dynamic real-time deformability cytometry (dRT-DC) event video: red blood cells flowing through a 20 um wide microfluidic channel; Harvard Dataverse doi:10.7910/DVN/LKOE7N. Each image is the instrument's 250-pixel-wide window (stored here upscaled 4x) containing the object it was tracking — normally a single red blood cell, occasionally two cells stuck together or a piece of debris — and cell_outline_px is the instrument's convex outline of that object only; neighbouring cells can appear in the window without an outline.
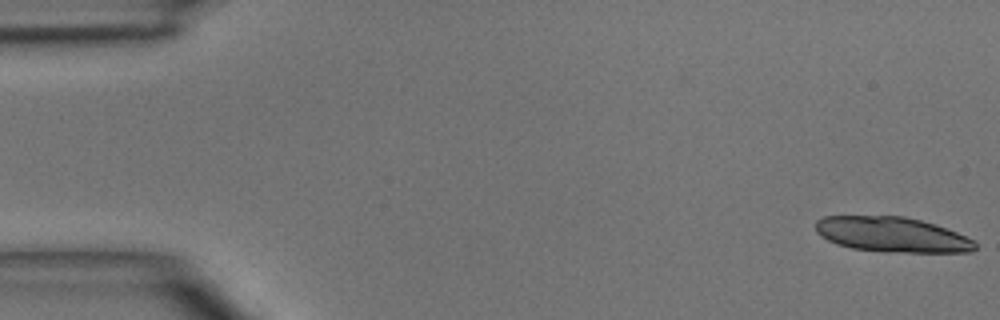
{"species": "common noctule bat (a hibernating species)", "species_latin": "Nyctalus noctula", "temperature_condition": "room temperature", "stored_images_in_passage": 4, "camera_frame_rate_fps": 3000, "um_per_image_px": 0.085, "animal": {"sex": "male", "body_mass_g": 15.6}, "frame": {"image": 1, "passage_image": 1, "time_ms": 0.0, "image_size_px": [1000, 320], "cell_outline_px": [[976, 248], [972, 252], [884, 252], [852, 248], [836, 244], [820, 236], [816, 232], [816, 220], [824, 216], [904, 216], [936, 224], [976, 240]], "centroid_in_image_um": [75.83, 19.94], "position_along_channel_um": 9.2, "area_um2": 32.83}}